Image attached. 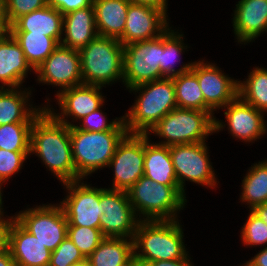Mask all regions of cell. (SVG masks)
Segmentation results:
<instances>
[{
	"label": "cell",
	"mask_w": 267,
	"mask_h": 266,
	"mask_svg": "<svg viewBox=\"0 0 267 266\" xmlns=\"http://www.w3.org/2000/svg\"><path fill=\"white\" fill-rule=\"evenodd\" d=\"M251 211L267 224V203L257 205Z\"/></svg>",
	"instance_id": "46"
},
{
	"label": "cell",
	"mask_w": 267,
	"mask_h": 266,
	"mask_svg": "<svg viewBox=\"0 0 267 266\" xmlns=\"http://www.w3.org/2000/svg\"><path fill=\"white\" fill-rule=\"evenodd\" d=\"M100 230L104 237L133 239L137 224L126 191L101 188Z\"/></svg>",
	"instance_id": "12"
},
{
	"label": "cell",
	"mask_w": 267,
	"mask_h": 266,
	"mask_svg": "<svg viewBox=\"0 0 267 266\" xmlns=\"http://www.w3.org/2000/svg\"><path fill=\"white\" fill-rule=\"evenodd\" d=\"M169 27L162 34V62L160 64V71L165 77H173L181 73L191 70L193 62L188 64H183L178 70H175L174 63L178 62L177 57L181 55L183 49H187L183 43V34L170 30ZM179 33V34H178ZM186 47V48H185Z\"/></svg>",
	"instance_id": "32"
},
{
	"label": "cell",
	"mask_w": 267,
	"mask_h": 266,
	"mask_svg": "<svg viewBox=\"0 0 267 266\" xmlns=\"http://www.w3.org/2000/svg\"><path fill=\"white\" fill-rule=\"evenodd\" d=\"M183 234L178 219L139 220L133 237L134 261L144 264L186 258Z\"/></svg>",
	"instance_id": "2"
},
{
	"label": "cell",
	"mask_w": 267,
	"mask_h": 266,
	"mask_svg": "<svg viewBox=\"0 0 267 266\" xmlns=\"http://www.w3.org/2000/svg\"><path fill=\"white\" fill-rule=\"evenodd\" d=\"M34 72L39 83L59 86L61 90L83 84L79 50L60 44Z\"/></svg>",
	"instance_id": "14"
},
{
	"label": "cell",
	"mask_w": 267,
	"mask_h": 266,
	"mask_svg": "<svg viewBox=\"0 0 267 266\" xmlns=\"http://www.w3.org/2000/svg\"><path fill=\"white\" fill-rule=\"evenodd\" d=\"M81 180L63 183L68 195L60 205L66 215L68 226L100 229V217L103 214L101 188L84 184Z\"/></svg>",
	"instance_id": "11"
},
{
	"label": "cell",
	"mask_w": 267,
	"mask_h": 266,
	"mask_svg": "<svg viewBox=\"0 0 267 266\" xmlns=\"http://www.w3.org/2000/svg\"><path fill=\"white\" fill-rule=\"evenodd\" d=\"M130 0H93L98 36L119 39L124 32Z\"/></svg>",
	"instance_id": "26"
},
{
	"label": "cell",
	"mask_w": 267,
	"mask_h": 266,
	"mask_svg": "<svg viewBox=\"0 0 267 266\" xmlns=\"http://www.w3.org/2000/svg\"><path fill=\"white\" fill-rule=\"evenodd\" d=\"M9 251L16 266H49L51 252L16 219L10 229Z\"/></svg>",
	"instance_id": "19"
},
{
	"label": "cell",
	"mask_w": 267,
	"mask_h": 266,
	"mask_svg": "<svg viewBox=\"0 0 267 266\" xmlns=\"http://www.w3.org/2000/svg\"><path fill=\"white\" fill-rule=\"evenodd\" d=\"M10 32H31L54 38L59 44L63 34V15L52 6L33 11L19 17L12 25Z\"/></svg>",
	"instance_id": "23"
},
{
	"label": "cell",
	"mask_w": 267,
	"mask_h": 266,
	"mask_svg": "<svg viewBox=\"0 0 267 266\" xmlns=\"http://www.w3.org/2000/svg\"><path fill=\"white\" fill-rule=\"evenodd\" d=\"M15 219L50 252L67 238L68 221L60 204L28 208L16 214Z\"/></svg>",
	"instance_id": "10"
},
{
	"label": "cell",
	"mask_w": 267,
	"mask_h": 266,
	"mask_svg": "<svg viewBox=\"0 0 267 266\" xmlns=\"http://www.w3.org/2000/svg\"><path fill=\"white\" fill-rule=\"evenodd\" d=\"M131 3L137 4H146L151 5L153 7H157L163 10L165 13L167 12V0H130Z\"/></svg>",
	"instance_id": "43"
},
{
	"label": "cell",
	"mask_w": 267,
	"mask_h": 266,
	"mask_svg": "<svg viewBox=\"0 0 267 266\" xmlns=\"http://www.w3.org/2000/svg\"><path fill=\"white\" fill-rule=\"evenodd\" d=\"M19 43L27 62L36 70L48 56L58 47L59 43L52 37L31 32H10Z\"/></svg>",
	"instance_id": "28"
},
{
	"label": "cell",
	"mask_w": 267,
	"mask_h": 266,
	"mask_svg": "<svg viewBox=\"0 0 267 266\" xmlns=\"http://www.w3.org/2000/svg\"><path fill=\"white\" fill-rule=\"evenodd\" d=\"M0 16H7L5 0H0Z\"/></svg>",
	"instance_id": "48"
},
{
	"label": "cell",
	"mask_w": 267,
	"mask_h": 266,
	"mask_svg": "<svg viewBox=\"0 0 267 266\" xmlns=\"http://www.w3.org/2000/svg\"><path fill=\"white\" fill-rule=\"evenodd\" d=\"M176 103L179 108L204 111V96L196 74L189 70L172 77Z\"/></svg>",
	"instance_id": "31"
},
{
	"label": "cell",
	"mask_w": 267,
	"mask_h": 266,
	"mask_svg": "<svg viewBox=\"0 0 267 266\" xmlns=\"http://www.w3.org/2000/svg\"><path fill=\"white\" fill-rule=\"evenodd\" d=\"M67 238L74 243L87 259L105 237L98 228L68 226Z\"/></svg>",
	"instance_id": "34"
},
{
	"label": "cell",
	"mask_w": 267,
	"mask_h": 266,
	"mask_svg": "<svg viewBox=\"0 0 267 266\" xmlns=\"http://www.w3.org/2000/svg\"><path fill=\"white\" fill-rule=\"evenodd\" d=\"M222 109H226L224 115L229 126L227 128L233 138L250 143L267 133L263 112L255 109L239 96Z\"/></svg>",
	"instance_id": "18"
},
{
	"label": "cell",
	"mask_w": 267,
	"mask_h": 266,
	"mask_svg": "<svg viewBox=\"0 0 267 266\" xmlns=\"http://www.w3.org/2000/svg\"><path fill=\"white\" fill-rule=\"evenodd\" d=\"M29 91L27 92V89L22 91L18 88H0V126L18 122H34V119L45 109V105L42 108H36L28 103L31 95V90Z\"/></svg>",
	"instance_id": "24"
},
{
	"label": "cell",
	"mask_w": 267,
	"mask_h": 266,
	"mask_svg": "<svg viewBox=\"0 0 267 266\" xmlns=\"http://www.w3.org/2000/svg\"><path fill=\"white\" fill-rule=\"evenodd\" d=\"M63 31L60 45L67 48L80 50L95 39L98 33L93 4L63 15Z\"/></svg>",
	"instance_id": "22"
},
{
	"label": "cell",
	"mask_w": 267,
	"mask_h": 266,
	"mask_svg": "<svg viewBox=\"0 0 267 266\" xmlns=\"http://www.w3.org/2000/svg\"><path fill=\"white\" fill-rule=\"evenodd\" d=\"M0 266H16L10 251L0 254Z\"/></svg>",
	"instance_id": "47"
},
{
	"label": "cell",
	"mask_w": 267,
	"mask_h": 266,
	"mask_svg": "<svg viewBox=\"0 0 267 266\" xmlns=\"http://www.w3.org/2000/svg\"><path fill=\"white\" fill-rule=\"evenodd\" d=\"M33 122H18L0 126V148L14 152H30Z\"/></svg>",
	"instance_id": "33"
},
{
	"label": "cell",
	"mask_w": 267,
	"mask_h": 266,
	"mask_svg": "<svg viewBox=\"0 0 267 266\" xmlns=\"http://www.w3.org/2000/svg\"><path fill=\"white\" fill-rule=\"evenodd\" d=\"M10 34V24L7 16H0V40L6 38Z\"/></svg>",
	"instance_id": "45"
},
{
	"label": "cell",
	"mask_w": 267,
	"mask_h": 266,
	"mask_svg": "<svg viewBox=\"0 0 267 266\" xmlns=\"http://www.w3.org/2000/svg\"><path fill=\"white\" fill-rule=\"evenodd\" d=\"M86 261L80 250L69 239L65 238L61 244L51 252L49 266H74Z\"/></svg>",
	"instance_id": "36"
},
{
	"label": "cell",
	"mask_w": 267,
	"mask_h": 266,
	"mask_svg": "<svg viewBox=\"0 0 267 266\" xmlns=\"http://www.w3.org/2000/svg\"><path fill=\"white\" fill-rule=\"evenodd\" d=\"M242 202L248 203L250 210L267 203V160L254 164L242 180Z\"/></svg>",
	"instance_id": "29"
},
{
	"label": "cell",
	"mask_w": 267,
	"mask_h": 266,
	"mask_svg": "<svg viewBox=\"0 0 267 266\" xmlns=\"http://www.w3.org/2000/svg\"><path fill=\"white\" fill-rule=\"evenodd\" d=\"M130 266H144V264H140L134 261Z\"/></svg>",
	"instance_id": "51"
},
{
	"label": "cell",
	"mask_w": 267,
	"mask_h": 266,
	"mask_svg": "<svg viewBox=\"0 0 267 266\" xmlns=\"http://www.w3.org/2000/svg\"><path fill=\"white\" fill-rule=\"evenodd\" d=\"M144 134V176L169 186H179L174 171L169 146L150 143Z\"/></svg>",
	"instance_id": "25"
},
{
	"label": "cell",
	"mask_w": 267,
	"mask_h": 266,
	"mask_svg": "<svg viewBox=\"0 0 267 266\" xmlns=\"http://www.w3.org/2000/svg\"><path fill=\"white\" fill-rule=\"evenodd\" d=\"M188 257L184 259L148 262L144 263V266H194Z\"/></svg>",
	"instance_id": "42"
},
{
	"label": "cell",
	"mask_w": 267,
	"mask_h": 266,
	"mask_svg": "<svg viewBox=\"0 0 267 266\" xmlns=\"http://www.w3.org/2000/svg\"><path fill=\"white\" fill-rule=\"evenodd\" d=\"M74 266H90L89 263L86 261L82 262V263H79V264H76Z\"/></svg>",
	"instance_id": "50"
},
{
	"label": "cell",
	"mask_w": 267,
	"mask_h": 266,
	"mask_svg": "<svg viewBox=\"0 0 267 266\" xmlns=\"http://www.w3.org/2000/svg\"><path fill=\"white\" fill-rule=\"evenodd\" d=\"M253 259L249 260L252 266H267V247L262 250L258 254H256Z\"/></svg>",
	"instance_id": "44"
},
{
	"label": "cell",
	"mask_w": 267,
	"mask_h": 266,
	"mask_svg": "<svg viewBox=\"0 0 267 266\" xmlns=\"http://www.w3.org/2000/svg\"><path fill=\"white\" fill-rule=\"evenodd\" d=\"M101 86L80 84L65 90L57 91L56 99L61 108V113L54 112L48 106L45 107L58 121L73 126L66 118L80 120L93 111L101 108L104 103V96L100 92Z\"/></svg>",
	"instance_id": "17"
},
{
	"label": "cell",
	"mask_w": 267,
	"mask_h": 266,
	"mask_svg": "<svg viewBox=\"0 0 267 266\" xmlns=\"http://www.w3.org/2000/svg\"><path fill=\"white\" fill-rule=\"evenodd\" d=\"M241 231V239L244 245H267V224L251 210Z\"/></svg>",
	"instance_id": "35"
},
{
	"label": "cell",
	"mask_w": 267,
	"mask_h": 266,
	"mask_svg": "<svg viewBox=\"0 0 267 266\" xmlns=\"http://www.w3.org/2000/svg\"><path fill=\"white\" fill-rule=\"evenodd\" d=\"M126 192L137 219L142 217V221L178 219L177 212L185 208L187 202L179 186L157 183L146 176Z\"/></svg>",
	"instance_id": "6"
},
{
	"label": "cell",
	"mask_w": 267,
	"mask_h": 266,
	"mask_svg": "<svg viewBox=\"0 0 267 266\" xmlns=\"http://www.w3.org/2000/svg\"><path fill=\"white\" fill-rule=\"evenodd\" d=\"M107 167L114 168V180L109 189L128 191L144 176V134L127 133Z\"/></svg>",
	"instance_id": "13"
},
{
	"label": "cell",
	"mask_w": 267,
	"mask_h": 266,
	"mask_svg": "<svg viewBox=\"0 0 267 266\" xmlns=\"http://www.w3.org/2000/svg\"><path fill=\"white\" fill-rule=\"evenodd\" d=\"M93 0H47V5L57 9L62 15L90 7Z\"/></svg>",
	"instance_id": "40"
},
{
	"label": "cell",
	"mask_w": 267,
	"mask_h": 266,
	"mask_svg": "<svg viewBox=\"0 0 267 266\" xmlns=\"http://www.w3.org/2000/svg\"><path fill=\"white\" fill-rule=\"evenodd\" d=\"M2 184L3 183L0 181V215H3L4 214L3 211H2L3 210V207H2V204H3L2 199L3 198H2V193H1V191H2L1 190Z\"/></svg>",
	"instance_id": "49"
},
{
	"label": "cell",
	"mask_w": 267,
	"mask_h": 266,
	"mask_svg": "<svg viewBox=\"0 0 267 266\" xmlns=\"http://www.w3.org/2000/svg\"><path fill=\"white\" fill-rule=\"evenodd\" d=\"M121 118H116L108 123L106 114L99 108L96 111L91 112L87 116L80 119L82 124L74 125L76 128L84 131H92V132H101V131H109L112 130L121 120Z\"/></svg>",
	"instance_id": "39"
},
{
	"label": "cell",
	"mask_w": 267,
	"mask_h": 266,
	"mask_svg": "<svg viewBox=\"0 0 267 266\" xmlns=\"http://www.w3.org/2000/svg\"><path fill=\"white\" fill-rule=\"evenodd\" d=\"M127 133L123 119L109 131H84L74 125L70 126L72 157L76 174L84 179L98 169L107 167L117 145Z\"/></svg>",
	"instance_id": "4"
},
{
	"label": "cell",
	"mask_w": 267,
	"mask_h": 266,
	"mask_svg": "<svg viewBox=\"0 0 267 266\" xmlns=\"http://www.w3.org/2000/svg\"><path fill=\"white\" fill-rule=\"evenodd\" d=\"M129 91L139 96L123 117L128 133L147 134L165 115L177 106L172 77L140 84Z\"/></svg>",
	"instance_id": "3"
},
{
	"label": "cell",
	"mask_w": 267,
	"mask_h": 266,
	"mask_svg": "<svg viewBox=\"0 0 267 266\" xmlns=\"http://www.w3.org/2000/svg\"><path fill=\"white\" fill-rule=\"evenodd\" d=\"M191 70L196 74L204 96V111L223 108L238 96V81L224 75L213 63L193 62Z\"/></svg>",
	"instance_id": "15"
},
{
	"label": "cell",
	"mask_w": 267,
	"mask_h": 266,
	"mask_svg": "<svg viewBox=\"0 0 267 266\" xmlns=\"http://www.w3.org/2000/svg\"><path fill=\"white\" fill-rule=\"evenodd\" d=\"M86 260L90 266H130L134 262L133 239L105 237Z\"/></svg>",
	"instance_id": "27"
},
{
	"label": "cell",
	"mask_w": 267,
	"mask_h": 266,
	"mask_svg": "<svg viewBox=\"0 0 267 266\" xmlns=\"http://www.w3.org/2000/svg\"><path fill=\"white\" fill-rule=\"evenodd\" d=\"M29 155L30 152H14L0 148V181L5 183L12 175L17 174Z\"/></svg>",
	"instance_id": "37"
},
{
	"label": "cell",
	"mask_w": 267,
	"mask_h": 266,
	"mask_svg": "<svg viewBox=\"0 0 267 266\" xmlns=\"http://www.w3.org/2000/svg\"><path fill=\"white\" fill-rule=\"evenodd\" d=\"M3 216L0 215V254L9 251V234L15 219V216H12L6 220Z\"/></svg>",
	"instance_id": "41"
},
{
	"label": "cell",
	"mask_w": 267,
	"mask_h": 266,
	"mask_svg": "<svg viewBox=\"0 0 267 266\" xmlns=\"http://www.w3.org/2000/svg\"><path fill=\"white\" fill-rule=\"evenodd\" d=\"M233 30L239 43L251 42L267 32V0H240L236 4Z\"/></svg>",
	"instance_id": "20"
},
{
	"label": "cell",
	"mask_w": 267,
	"mask_h": 266,
	"mask_svg": "<svg viewBox=\"0 0 267 266\" xmlns=\"http://www.w3.org/2000/svg\"><path fill=\"white\" fill-rule=\"evenodd\" d=\"M79 53L83 84L105 87L123 82V45L118 39L97 36Z\"/></svg>",
	"instance_id": "7"
},
{
	"label": "cell",
	"mask_w": 267,
	"mask_h": 266,
	"mask_svg": "<svg viewBox=\"0 0 267 266\" xmlns=\"http://www.w3.org/2000/svg\"><path fill=\"white\" fill-rule=\"evenodd\" d=\"M242 266H252V264H251L249 261H247V262L244 263Z\"/></svg>",
	"instance_id": "52"
},
{
	"label": "cell",
	"mask_w": 267,
	"mask_h": 266,
	"mask_svg": "<svg viewBox=\"0 0 267 266\" xmlns=\"http://www.w3.org/2000/svg\"><path fill=\"white\" fill-rule=\"evenodd\" d=\"M238 96L255 109L267 113V69L255 67L246 81H238Z\"/></svg>",
	"instance_id": "30"
},
{
	"label": "cell",
	"mask_w": 267,
	"mask_h": 266,
	"mask_svg": "<svg viewBox=\"0 0 267 266\" xmlns=\"http://www.w3.org/2000/svg\"><path fill=\"white\" fill-rule=\"evenodd\" d=\"M162 62V34L151 40L123 46V83L130 89L165 76L160 71Z\"/></svg>",
	"instance_id": "8"
},
{
	"label": "cell",
	"mask_w": 267,
	"mask_h": 266,
	"mask_svg": "<svg viewBox=\"0 0 267 266\" xmlns=\"http://www.w3.org/2000/svg\"><path fill=\"white\" fill-rule=\"evenodd\" d=\"M177 182L185 194V181L215 188L217 180L205 142L169 146Z\"/></svg>",
	"instance_id": "9"
},
{
	"label": "cell",
	"mask_w": 267,
	"mask_h": 266,
	"mask_svg": "<svg viewBox=\"0 0 267 266\" xmlns=\"http://www.w3.org/2000/svg\"><path fill=\"white\" fill-rule=\"evenodd\" d=\"M30 69L34 70L11 34L0 40V88H20Z\"/></svg>",
	"instance_id": "21"
},
{
	"label": "cell",
	"mask_w": 267,
	"mask_h": 266,
	"mask_svg": "<svg viewBox=\"0 0 267 266\" xmlns=\"http://www.w3.org/2000/svg\"><path fill=\"white\" fill-rule=\"evenodd\" d=\"M6 14L10 25L19 17L44 8L47 0H5Z\"/></svg>",
	"instance_id": "38"
},
{
	"label": "cell",
	"mask_w": 267,
	"mask_h": 266,
	"mask_svg": "<svg viewBox=\"0 0 267 266\" xmlns=\"http://www.w3.org/2000/svg\"><path fill=\"white\" fill-rule=\"evenodd\" d=\"M167 17V13L157 7L130 3L124 32L118 40L124 46L155 39L169 28Z\"/></svg>",
	"instance_id": "16"
},
{
	"label": "cell",
	"mask_w": 267,
	"mask_h": 266,
	"mask_svg": "<svg viewBox=\"0 0 267 266\" xmlns=\"http://www.w3.org/2000/svg\"><path fill=\"white\" fill-rule=\"evenodd\" d=\"M224 126L225 122L217 120L210 111L176 107L147 134L151 132L159 138H165V141L156 144L171 146L205 142L209 134L219 132Z\"/></svg>",
	"instance_id": "5"
},
{
	"label": "cell",
	"mask_w": 267,
	"mask_h": 266,
	"mask_svg": "<svg viewBox=\"0 0 267 266\" xmlns=\"http://www.w3.org/2000/svg\"><path fill=\"white\" fill-rule=\"evenodd\" d=\"M34 153L62 183L80 180L72 157L70 127L46 108L34 119L30 154Z\"/></svg>",
	"instance_id": "1"
}]
</instances>
